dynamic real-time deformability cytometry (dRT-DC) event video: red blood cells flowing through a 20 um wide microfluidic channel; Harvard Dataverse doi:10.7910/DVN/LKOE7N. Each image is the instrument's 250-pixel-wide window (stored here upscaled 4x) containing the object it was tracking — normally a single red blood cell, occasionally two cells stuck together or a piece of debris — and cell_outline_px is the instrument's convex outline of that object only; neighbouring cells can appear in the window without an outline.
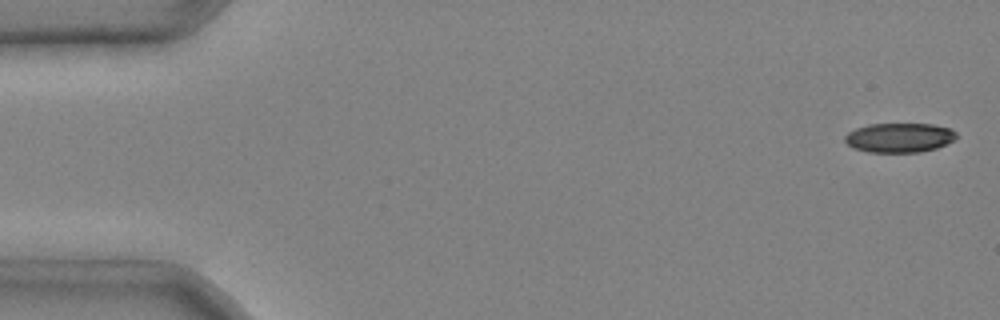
{"species": "common noctule bat (a hibernating species)", "species_latin": "Nyctalus noctula", "temperature_condition": "cold", "stored_images_in_passage": 5, "camera_frame_rate_fps": 3000, "um_per_image_px": 0.085, "animal": {"sex": "male", "body_mass_g": 20.4}, "frame": {"image": 1, "passage_image": 1, "time_ms": 0.0, "image_size_px": [1000, 320], "cell_outline_px": [[956, 136], [952, 140], [936, 148], [920, 152], [868, 152], [852, 148], [844, 140], [844, 136], [848, 132], [856, 128], [868, 124], [932, 124], [952, 128], [956, 132]], "centroid_in_image_um": [76.41, 11.69], "position_along_channel_um": 8.6, "area_um2": 19.13}}
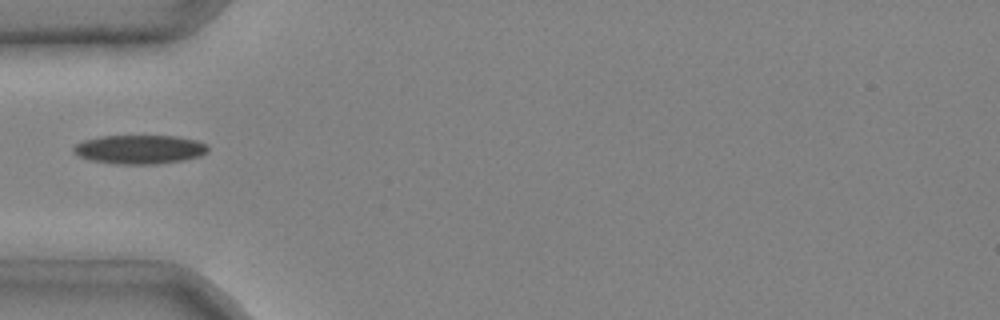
{"frame": {"image": 2, "passage_image": 4, "time_ms": 1.0, "image_size_px": [1000, 320], "cell_outline_px": [[208, 152], [200, 156], [180, 160], [156, 164], [116, 164], [88, 160], [76, 156], [72, 152], [72, 148], [76, 144], [84, 140], [100, 136], [176, 136], [196, 140], [204, 144], [208, 148]], "centroid_in_image_um": [11.79, 12.7], "position_along_channel_um": 73.2, "area_um2": 22.72}}
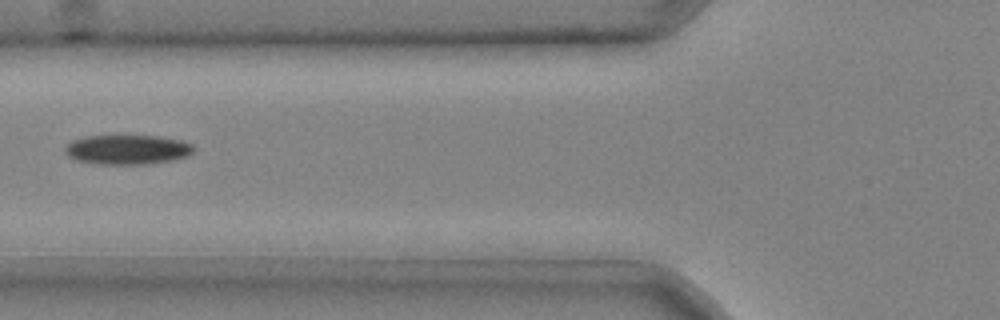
{"frame": {"image": 3, "passage_image": 5, "time_ms": 1.333, "image_size_px": [1000, 320], "cell_outline_px": [[196, 148], [188, 156], [172, 160], [148, 164], [100, 164], [76, 160], [68, 156], [64, 152], [64, 148], [72, 140], [84, 136], [160, 136], [180, 140], [192, 144]], "centroid_in_image_um": [10.83, 12.71], "position_along_channel_um": 115.0, "area_um2": 22.25}}